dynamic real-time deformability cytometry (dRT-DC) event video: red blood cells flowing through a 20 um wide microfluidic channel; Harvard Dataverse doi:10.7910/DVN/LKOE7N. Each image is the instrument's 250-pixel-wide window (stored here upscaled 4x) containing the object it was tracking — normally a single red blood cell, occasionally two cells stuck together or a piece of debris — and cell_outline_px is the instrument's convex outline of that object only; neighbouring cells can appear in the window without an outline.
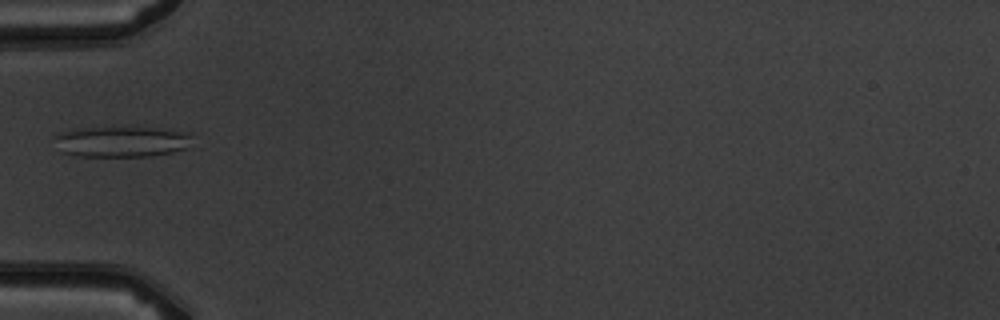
{"species": "common noctule bat (a hibernating species)", "species_latin": "Nyctalus noctula", "temperature_condition": "warm", "stored_images_in_passage": 6, "camera_frame_rate_fps": 3000, "um_per_image_px": 0.085, "animal": {"sex": "male", "body_mass_g": 19.5, "forearm_length_mm": 54.6}, "frame": {"image": 1, "passage_image": 5, "time_ms": 5.667, "image_size_px": [1000, 320], "cell_outline_px": [[192, 136], [188, 148], [172, 152], [148, 156], [80, 156], [60, 152], [52, 136], [60, 132], [76, 128], [128, 124], [180, 132]], "centroid_in_image_um": [10.24, 11.99], "position_along_channel_um": 74.8, "area_um2": 25.55}}
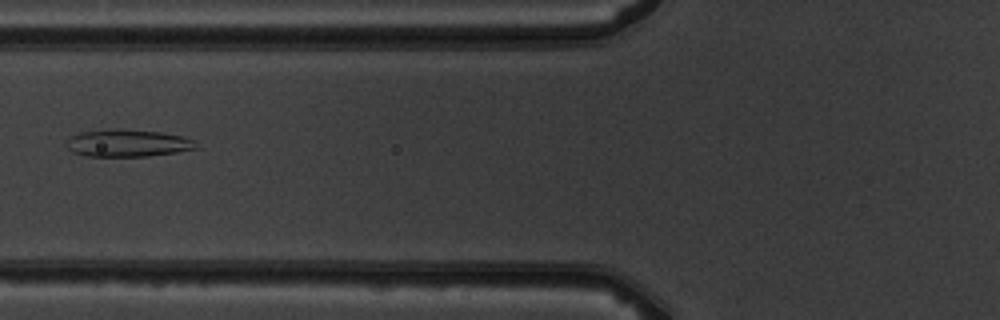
{"frame": {"image": 2, "passage_image": 6, "time_ms": 6.667, "image_size_px": [1000, 320], "cell_outline_px": [[196, 148], [176, 152], [148, 156], [88, 156], [72, 152], [64, 144], [72, 136], [80, 132], [120, 128], [160, 132], [184, 136], [196, 140]], "centroid_in_image_um": [10.86, 12.16], "position_along_channel_um": 114.9, "area_um2": 20.63}}